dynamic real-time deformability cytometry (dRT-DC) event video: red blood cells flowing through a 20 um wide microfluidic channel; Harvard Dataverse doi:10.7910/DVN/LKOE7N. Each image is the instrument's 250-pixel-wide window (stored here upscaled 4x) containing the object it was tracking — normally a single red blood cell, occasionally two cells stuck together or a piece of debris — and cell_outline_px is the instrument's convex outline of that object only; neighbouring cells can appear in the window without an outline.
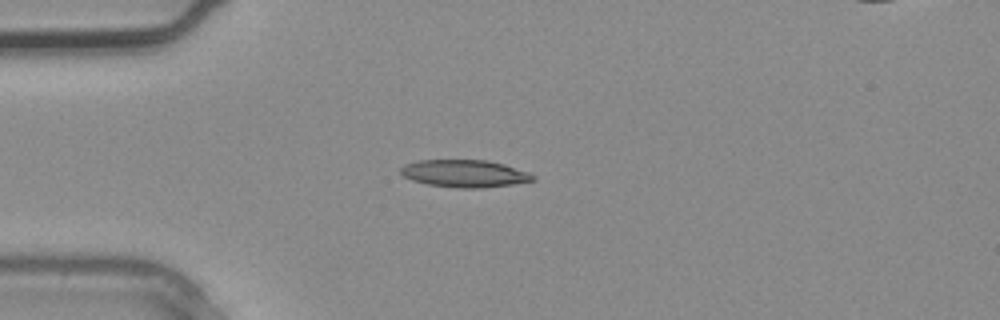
{"species": "common noctule bat (a hibernating species)", "species_latin": "Nyctalus noctula", "temperature_condition": "warm", "stored_images_in_passage": 1, "camera_frame_rate_fps": 3000, "um_per_image_px": 0.085, "animal": {"sex": "male", "body_mass_g": 20.4}, "frame": {"image": 1, "passage_image": 1, "time_ms": 0.0, "image_size_px": [1000, 320], "cell_outline_px": [[536, 180], [512, 184], [484, 188], [456, 188], [428, 184], [412, 180], [404, 176], [400, 172], [400, 168], [404, 164], [420, 160], [488, 160], [504, 164], [528, 172], [536, 176]], "centroid_in_image_um": [39.5, 14.75], "position_along_channel_um": 45.5, "area_um2": 21.15}}